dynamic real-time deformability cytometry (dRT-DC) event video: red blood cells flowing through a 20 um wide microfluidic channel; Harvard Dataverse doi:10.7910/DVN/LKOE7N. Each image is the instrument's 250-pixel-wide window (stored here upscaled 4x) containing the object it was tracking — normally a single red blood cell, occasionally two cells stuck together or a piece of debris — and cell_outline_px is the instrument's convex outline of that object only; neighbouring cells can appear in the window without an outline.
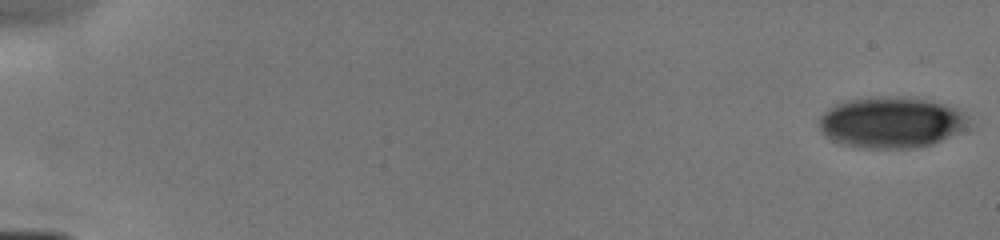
{"species": "human", "species_latin": "Homo sapiens", "temperature_condition": "cold", "stored_images_in_passage": 13, "camera_frame_rate_fps": 3000, "um_per_image_px": 0.085, "donor": {"sex": "male"}, "frame": {"image": 1, "passage_image": 1, "time_ms": 0.0, "image_size_px": [1000, 240], "cell_outline_px": [[968, 120], [964, 128], [932, 144], [912, 148], [872, 148], [844, 144], [832, 140], [824, 136], [820, 132], [820, 116], [824, 112], [836, 104], [848, 100], [888, 96], [932, 100], [956, 108], [964, 112], [968, 116]], "centroid_in_image_um": [75.73, 10.4], "position_along_channel_um": 9.3, "area_um2": 43.93}}
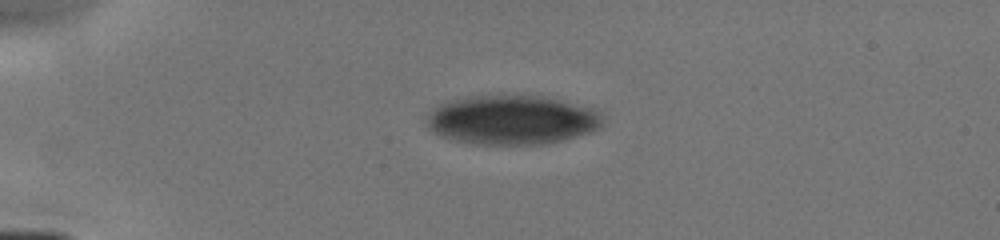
{"frame": {"image": 2, "passage_image": 10, "time_ms": 4.0, "image_size_px": [1000, 240], "cell_outline_px": [[604, 124], [588, 132], [560, 140], [544, 144], [476, 144], [456, 140], [444, 136], [436, 132], [428, 124], [428, 116], [440, 104], [448, 100], [468, 96], [544, 96], [596, 108], [600, 112], [604, 120]], "centroid_in_image_um": [43.58, 10.17], "position_along_channel_um": 41.4, "area_um2": 49.94}}